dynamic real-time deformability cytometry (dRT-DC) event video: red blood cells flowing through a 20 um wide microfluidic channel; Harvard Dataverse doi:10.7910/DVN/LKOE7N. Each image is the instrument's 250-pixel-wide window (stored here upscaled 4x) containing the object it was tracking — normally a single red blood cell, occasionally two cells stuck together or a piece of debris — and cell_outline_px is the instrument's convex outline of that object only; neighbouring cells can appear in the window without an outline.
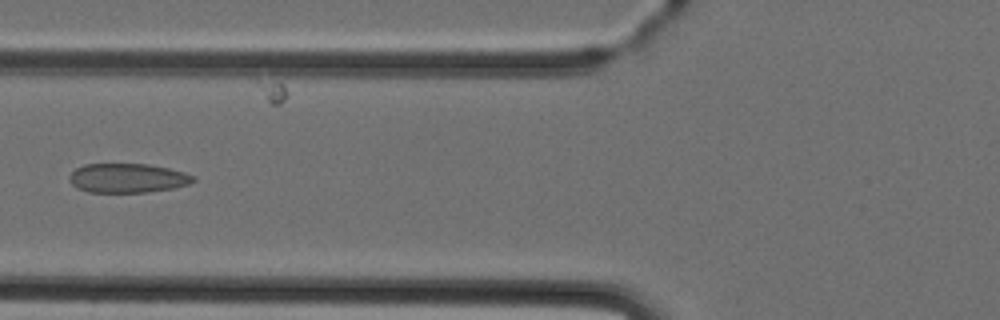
{"species": "Egyptian fruit bat (a non-hibernating species)", "species_latin": "Rousettus aegyptiacus", "temperature_condition": "cold", "stored_images_in_passage": 8, "camera_frame_rate_fps": 3000, "um_per_image_px": 0.085, "animal": {"sex": "female"}, "frame": {"image": 1, "passage_image": 6, "time_ms": 6.0, "image_size_px": [1000, 320], "cell_outline_px": [[196, 180], [188, 184], [172, 188], [148, 192], [88, 192], [76, 188], [68, 180], [68, 176], [76, 168], [84, 164], [148, 164], [168, 168], [184, 172], [196, 176]], "centroid_in_image_um": [10.82, 15.13], "position_along_channel_um": 115.0, "area_um2": 21.21}}
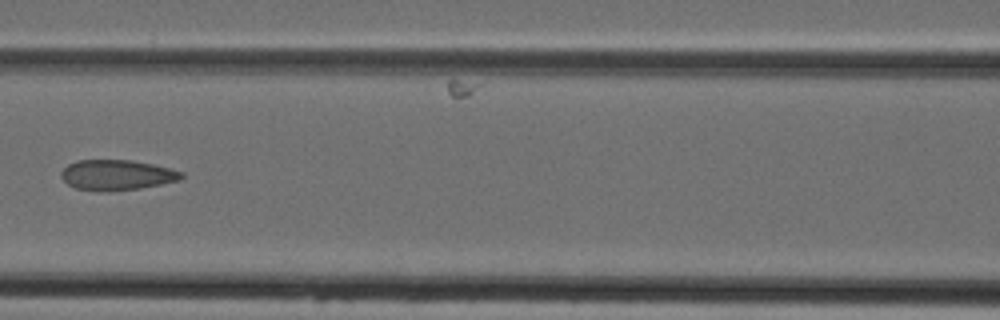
{"frame": {"image": 2, "passage_image": 7, "time_ms": 7.0, "image_size_px": [1000, 320], "cell_outline_px": [[184, 176], [180, 180], [140, 188], [108, 192], [104, 192], [76, 188], [68, 184], [60, 176], [60, 172], [68, 164], [76, 160], [132, 160], [152, 164], [184, 172]], "centroid_in_image_um": [9.92, 14.87], "position_along_channel_um": 156.7, "area_um2": 21.33}}
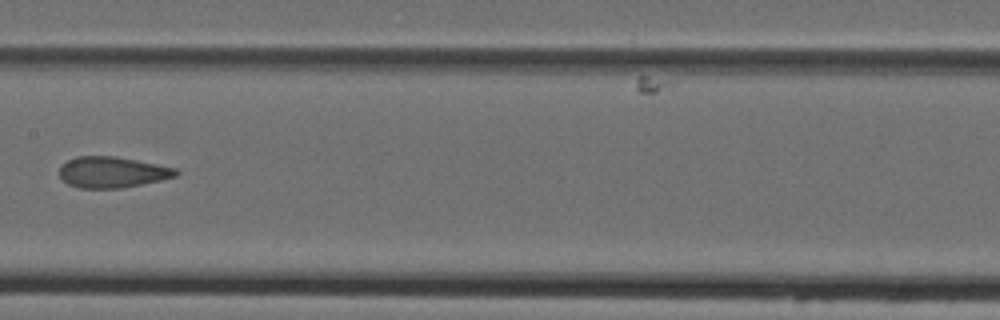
{"frame": {"image": 3, "passage_image": 8, "time_ms": 8.0, "image_size_px": [1000, 320], "cell_outline_px": [[180, 172], [176, 176], [160, 180], [120, 188], [80, 188], [68, 184], [60, 176], [60, 164], [76, 156], [112, 156], [136, 160], [176, 168]], "centroid_in_image_um": [9.52, 14.63], "position_along_channel_um": 197.9, "area_um2": 20.87}}